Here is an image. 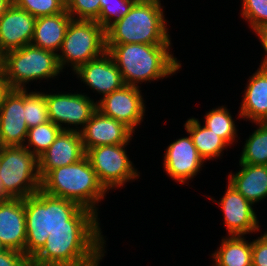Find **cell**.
Here are the masks:
<instances>
[{
  "mask_svg": "<svg viewBox=\"0 0 267 266\" xmlns=\"http://www.w3.org/2000/svg\"><path fill=\"white\" fill-rule=\"evenodd\" d=\"M2 147H3V145H2L1 140H0V150L2 149Z\"/></svg>",
  "mask_w": 267,
  "mask_h": 266,
  "instance_id": "obj_42",
  "label": "cell"
},
{
  "mask_svg": "<svg viewBox=\"0 0 267 266\" xmlns=\"http://www.w3.org/2000/svg\"><path fill=\"white\" fill-rule=\"evenodd\" d=\"M172 47L173 44H106V52L117 65L125 85L142 88L141 84L180 73L183 64L174 56Z\"/></svg>",
  "mask_w": 267,
  "mask_h": 266,
  "instance_id": "obj_3",
  "label": "cell"
},
{
  "mask_svg": "<svg viewBox=\"0 0 267 266\" xmlns=\"http://www.w3.org/2000/svg\"><path fill=\"white\" fill-rule=\"evenodd\" d=\"M13 0H0V16L12 5Z\"/></svg>",
  "mask_w": 267,
  "mask_h": 266,
  "instance_id": "obj_36",
  "label": "cell"
},
{
  "mask_svg": "<svg viewBox=\"0 0 267 266\" xmlns=\"http://www.w3.org/2000/svg\"><path fill=\"white\" fill-rule=\"evenodd\" d=\"M241 19L249 24L250 32L267 24V0H241Z\"/></svg>",
  "mask_w": 267,
  "mask_h": 266,
  "instance_id": "obj_31",
  "label": "cell"
},
{
  "mask_svg": "<svg viewBox=\"0 0 267 266\" xmlns=\"http://www.w3.org/2000/svg\"><path fill=\"white\" fill-rule=\"evenodd\" d=\"M37 89L34 87L32 90H24L25 121L28 129L49 121L45 95Z\"/></svg>",
  "mask_w": 267,
  "mask_h": 266,
  "instance_id": "obj_28",
  "label": "cell"
},
{
  "mask_svg": "<svg viewBox=\"0 0 267 266\" xmlns=\"http://www.w3.org/2000/svg\"><path fill=\"white\" fill-rule=\"evenodd\" d=\"M203 117L204 123L202 124L223 138L231 147L238 142H242L239 141L241 136L238 134L237 120L233 118L232 112L225 104H221V106L217 105L209 111H206Z\"/></svg>",
  "mask_w": 267,
  "mask_h": 266,
  "instance_id": "obj_25",
  "label": "cell"
},
{
  "mask_svg": "<svg viewBox=\"0 0 267 266\" xmlns=\"http://www.w3.org/2000/svg\"><path fill=\"white\" fill-rule=\"evenodd\" d=\"M85 156L80 132L62 130L38 158L39 177L42 179L50 170L74 164Z\"/></svg>",
  "mask_w": 267,
  "mask_h": 266,
  "instance_id": "obj_17",
  "label": "cell"
},
{
  "mask_svg": "<svg viewBox=\"0 0 267 266\" xmlns=\"http://www.w3.org/2000/svg\"><path fill=\"white\" fill-rule=\"evenodd\" d=\"M246 80L235 119L249 123L262 122L267 116V68L259 66Z\"/></svg>",
  "mask_w": 267,
  "mask_h": 266,
  "instance_id": "obj_20",
  "label": "cell"
},
{
  "mask_svg": "<svg viewBox=\"0 0 267 266\" xmlns=\"http://www.w3.org/2000/svg\"><path fill=\"white\" fill-rule=\"evenodd\" d=\"M262 123L267 126V116L265 117V119L262 121Z\"/></svg>",
  "mask_w": 267,
  "mask_h": 266,
  "instance_id": "obj_40",
  "label": "cell"
},
{
  "mask_svg": "<svg viewBox=\"0 0 267 266\" xmlns=\"http://www.w3.org/2000/svg\"><path fill=\"white\" fill-rule=\"evenodd\" d=\"M56 88L57 91L50 87L49 90L40 89L45 95L49 120L62 130L79 132L97 110L96 99L90 98L92 95L88 92H82L84 89L73 93Z\"/></svg>",
  "mask_w": 267,
  "mask_h": 266,
  "instance_id": "obj_10",
  "label": "cell"
},
{
  "mask_svg": "<svg viewBox=\"0 0 267 266\" xmlns=\"http://www.w3.org/2000/svg\"><path fill=\"white\" fill-rule=\"evenodd\" d=\"M36 18L14 3L0 16V49L5 54L31 44Z\"/></svg>",
  "mask_w": 267,
  "mask_h": 266,
  "instance_id": "obj_18",
  "label": "cell"
},
{
  "mask_svg": "<svg viewBox=\"0 0 267 266\" xmlns=\"http://www.w3.org/2000/svg\"><path fill=\"white\" fill-rule=\"evenodd\" d=\"M237 164L239 170L228 172L226 180L256 207L267 199V165Z\"/></svg>",
  "mask_w": 267,
  "mask_h": 266,
  "instance_id": "obj_21",
  "label": "cell"
},
{
  "mask_svg": "<svg viewBox=\"0 0 267 266\" xmlns=\"http://www.w3.org/2000/svg\"><path fill=\"white\" fill-rule=\"evenodd\" d=\"M0 242L5 249L25 254L26 221L24 199L0 201Z\"/></svg>",
  "mask_w": 267,
  "mask_h": 266,
  "instance_id": "obj_19",
  "label": "cell"
},
{
  "mask_svg": "<svg viewBox=\"0 0 267 266\" xmlns=\"http://www.w3.org/2000/svg\"><path fill=\"white\" fill-rule=\"evenodd\" d=\"M258 234H260L259 237ZM251 261L252 266H267V232L265 229L257 233L256 239H252Z\"/></svg>",
  "mask_w": 267,
  "mask_h": 266,
  "instance_id": "obj_33",
  "label": "cell"
},
{
  "mask_svg": "<svg viewBox=\"0 0 267 266\" xmlns=\"http://www.w3.org/2000/svg\"><path fill=\"white\" fill-rule=\"evenodd\" d=\"M252 33H255V37L258 38L257 41L260 42V46L264 52V57H262L259 66L267 68V24L259 26Z\"/></svg>",
  "mask_w": 267,
  "mask_h": 266,
  "instance_id": "obj_35",
  "label": "cell"
},
{
  "mask_svg": "<svg viewBox=\"0 0 267 266\" xmlns=\"http://www.w3.org/2000/svg\"><path fill=\"white\" fill-rule=\"evenodd\" d=\"M225 193L216 200L204 194L210 201L219 206L223 214V225L227 236H251L261 231V223L255 205L249 202L232 185L226 182ZM255 207V208H254Z\"/></svg>",
  "mask_w": 267,
  "mask_h": 266,
  "instance_id": "obj_11",
  "label": "cell"
},
{
  "mask_svg": "<svg viewBox=\"0 0 267 266\" xmlns=\"http://www.w3.org/2000/svg\"><path fill=\"white\" fill-rule=\"evenodd\" d=\"M72 76L79 80L82 88L85 89V86H87L86 90L88 89V92L90 90L91 93H96L93 95L99 98H96V102L125 85L121 72L107 52L101 57L80 66L72 73ZM82 83L84 86H82Z\"/></svg>",
  "mask_w": 267,
  "mask_h": 266,
  "instance_id": "obj_14",
  "label": "cell"
},
{
  "mask_svg": "<svg viewBox=\"0 0 267 266\" xmlns=\"http://www.w3.org/2000/svg\"><path fill=\"white\" fill-rule=\"evenodd\" d=\"M7 199H9V198L3 193V190L1 188V181H0V201H4Z\"/></svg>",
  "mask_w": 267,
  "mask_h": 266,
  "instance_id": "obj_39",
  "label": "cell"
},
{
  "mask_svg": "<svg viewBox=\"0 0 267 266\" xmlns=\"http://www.w3.org/2000/svg\"><path fill=\"white\" fill-rule=\"evenodd\" d=\"M106 51L105 29L97 21L72 19L57 54L58 64L63 73L68 69L66 75L72 71L71 76L80 66Z\"/></svg>",
  "mask_w": 267,
  "mask_h": 266,
  "instance_id": "obj_7",
  "label": "cell"
},
{
  "mask_svg": "<svg viewBox=\"0 0 267 266\" xmlns=\"http://www.w3.org/2000/svg\"><path fill=\"white\" fill-rule=\"evenodd\" d=\"M85 152L103 145L131 144L136 135L124 123L96 110L79 131Z\"/></svg>",
  "mask_w": 267,
  "mask_h": 266,
  "instance_id": "obj_16",
  "label": "cell"
},
{
  "mask_svg": "<svg viewBox=\"0 0 267 266\" xmlns=\"http://www.w3.org/2000/svg\"><path fill=\"white\" fill-rule=\"evenodd\" d=\"M66 11L72 19L99 23L100 0H66Z\"/></svg>",
  "mask_w": 267,
  "mask_h": 266,
  "instance_id": "obj_32",
  "label": "cell"
},
{
  "mask_svg": "<svg viewBox=\"0 0 267 266\" xmlns=\"http://www.w3.org/2000/svg\"><path fill=\"white\" fill-rule=\"evenodd\" d=\"M199 120L201 119L194 116L187 118L185 124H183L184 131L190 134L194 146L205 162L222 159L224 156L223 153L228 151L227 148L232 147L223 138L204 126L201 123L202 121Z\"/></svg>",
  "mask_w": 267,
  "mask_h": 266,
  "instance_id": "obj_23",
  "label": "cell"
},
{
  "mask_svg": "<svg viewBox=\"0 0 267 266\" xmlns=\"http://www.w3.org/2000/svg\"><path fill=\"white\" fill-rule=\"evenodd\" d=\"M128 145L131 144L103 145L86 151V157L108 192L126 188V184L141 179L142 173L127 153Z\"/></svg>",
  "mask_w": 267,
  "mask_h": 266,
  "instance_id": "obj_9",
  "label": "cell"
},
{
  "mask_svg": "<svg viewBox=\"0 0 267 266\" xmlns=\"http://www.w3.org/2000/svg\"><path fill=\"white\" fill-rule=\"evenodd\" d=\"M71 20L72 17L66 10L56 15L36 18L31 45L58 54Z\"/></svg>",
  "mask_w": 267,
  "mask_h": 266,
  "instance_id": "obj_22",
  "label": "cell"
},
{
  "mask_svg": "<svg viewBox=\"0 0 267 266\" xmlns=\"http://www.w3.org/2000/svg\"><path fill=\"white\" fill-rule=\"evenodd\" d=\"M248 236H221L220 244L210 255V266H252V241Z\"/></svg>",
  "mask_w": 267,
  "mask_h": 266,
  "instance_id": "obj_24",
  "label": "cell"
},
{
  "mask_svg": "<svg viewBox=\"0 0 267 266\" xmlns=\"http://www.w3.org/2000/svg\"><path fill=\"white\" fill-rule=\"evenodd\" d=\"M137 0H100L99 24L106 30L124 17Z\"/></svg>",
  "mask_w": 267,
  "mask_h": 266,
  "instance_id": "obj_30",
  "label": "cell"
},
{
  "mask_svg": "<svg viewBox=\"0 0 267 266\" xmlns=\"http://www.w3.org/2000/svg\"><path fill=\"white\" fill-rule=\"evenodd\" d=\"M4 73V53L0 49V75Z\"/></svg>",
  "mask_w": 267,
  "mask_h": 266,
  "instance_id": "obj_38",
  "label": "cell"
},
{
  "mask_svg": "<svg viewBox=\"0 0 267 266\" xmlns=\"http://www.w3.org/2000/svg\"><path fill=\"white\" fill-rule=\"evenodd\" d=\"M30 259L22 252L4 249L0 252V266H29Z\"/></svg>",
  "mask_w": 267,
  "mask_h": 266,
  "instance_id": "obj_34",
  "label": "cell"
},
{
  "mask_svg": "<svg viewBox=\"0 0 267 266\" xmlns=\"http://www.w3.org/2000/svg\"><path fill=\"white\" fill-rule=\"evenodd\" d=\"M62 129L52 121H47L36 127L28 129L25 144L32 154L39 158L55 141Z\"/></svg>",
  "mask_w": 267,
  "mask_h": 266,
  "instance_id": "obj_27",
  "label": "cell"
},
{
  "mask_svg": "<svg viewBox=\"0 0 267 266\" xmlns=\"http://www.w3.org/2000/svg\"><path fill=\"white\" fill-rule=\"evenodd\" d=\"M0 181L10 199L34 195L41 186L38 158L24 146H3L0 150Z\"/></svg>",
  "mask_w": 267,
  "mask_h": 266,
  "instance_id": "obj_8",
  "label": "cell"
},
{
  "mask_svg": "<svg viewBox=\"0 0 267 266\" xmlns=\"http://www.w3.org/2000/svg\"><path fill=\"white\" fill-rule=\"evenodd\" d=\"M161 0H137L130 11L105 30L106 44H173Z\"/></svg>",
  "mask_w": 267,
  "mask_h": 266,
  "instance_id": "obj_4",
  "label": "cell"
},
{
  "mask_svg": "<svg viewBox=\"0 0 267 266\" xmlns=\"http://www.w3.org/2000/svg\"><path fill=\"white\" fill-rule=\"evenodd\" d=\"M103 227L59 228L30 259L32 266H100L107 255ZM106 247V248H105Z\"/></svg>",
  "mask_w": 267,
  "mask_h": 266,
  "instance_id": "obj_2",
  "label": "cell"
},
{
  "mask_svg": "<svg viewBox=\"0 0 267 266\" xmlns=\"http://www.w3.org/2000/svg\"><path fill=\"white\" fill-rule=\"evenodd\" d=\"M40 190L51 196L74 201L99 217V206H102L101 202L109 193L100 183L86 156L74 164L50 170L41 179Z\"/></svg>",
  "mask_w": 267,
  "mask_h": 266,
  "instance_id": "obj_5",
  "label": "cell"
},
{
  "mask_svg": "<svg viewBox=\"0 0 267 266\" xmlns=\"http://www.w3.org/2000/svg\"><path fill=\"white\" fill-rule=\"evenodd\" d=\"M13 3L35 18L56 15L66 10V0H13Z\"/></svg>",
  "mask_w": 267,
  "mask_h": 266,
  "instance_id": "obj_29",
  "label": "cell"
},
{
  "mask_svg": "<svg viewBox=\"0 0 267 266\" xmlns=\"http://www.w3.org/2000/svg\"><path fill=\"white\" fill-rule=\"evenodd\" d=\"M254 130L242 144L239 163L267 165V126L262 122H253ZM256 126V127H255Z\"/></svg>",
  "mask_w": 267,
  "mask_h": 266,
  "instance_id": "obj_26",
  "label": "cell"
},
{
  "mask_svg": "<svg viewBox=\"0 0 267 266\" xmlns=\"http://www.w3.org/2000/svg\"><path fill=\"white\" fill-rule=\"evenodd\" d=\"M7 90L4 75H0V101L3 93Z\"/></svg>",
  "mask_w": 267,
  "mask_h": 266,
  "instance_id": "obj_37",
  "label": "cell"
},
{
  "mask_svg": "<svg viewBox=\"0 0 267 266\" xmlns=\"http://www.w3.org/2000/svg\"><path fill=\"white\" fill-rule=\"evenodd\" d=\"M5 248L3 247V245L1 244V242H0V252L2 251V250H4Z\"/></svg>",
  "mask_w": 267,
  "mask_h": 266,
  "instance_id": "obj_41",
  "label": "cell"
},
{
  "mask_svg": "<svg viewBox=\"0 0 267 266\" xmlns=\"http://www.w3.org/2000/svg\"><path fill=\"white\" fill-rule=\"evenodd\" d=\"M28 133L24 90L7 89L0 101V140L3 146H23Z\"/></svg>",
  "mask_w": 267,
  "mask_h": 266,
  "instance_id": "obj_15",
  "label": "cell"
},
{
  "mask_svg": "<svg viewBox=\"0 0 267 266\" xmlns=\"http://www.w3.org/2000/svg\"><path fill=\"white\" fill-rule=\"evenodd\" d=\"M60 74L63 77L57 54L53 51L29 44L4 54L3 75L7 89L29 90L34 82L37 85L59 80Z\"/></svg>",
  "mask_w": 267,
  "mask_h": 266,
  "instance_id": "obj_6",
  "label": "cell"
},
{
  "mask_svg": "<svg viewBox=\"0 0 267 266\" xmlns=\"http://www.w3.org/2000/svg\"><path fill=\"white\" fill-rule=\"evenodd\" d=\"M185 133L187 136L177 137L164 149L162 168L175 183L190 187L189 182L192 183L207 162L199 155L190 134Z\"/></svg>",
  "mask_w": 267,
  "mask_h": 266,
  "instance_id": "obj_13",
  "label": "cell"
},
{
  "mask_svg": "<svg viewBox=\"0 0 267 266\" xmlns=\"http://www.w3.org/2000/svg\"><path fill=\"white\" fill-rule=\"evenodd\" d=\"M26 221L25 255L31 259L59 228L101 227L97 214L74 201L51 196L42 190L24 198Z\"/></svg>",
  "mask_w": 267,
  "mask_h": 266,
  "instance_id": "obj_1",
  "label": "cell"
},
{
  "mask_svg": "<svg viewBox=\"0 0 267 266\" xmlns=\"http://www.w3.org/2000/svg\"><path fill=\"white\" fill-rule=\"evenodd\" d=\"M142 88L124 85L97 102V110L103 115L124 123L134 133L138 131L147 116V105ZM143 122V123H142Z\"/></svg>",
  "mask_w": 267,
  "mask_h": 266,
  "instance_id": "obj_12",
  "label": "cell"
}]
</instances>
